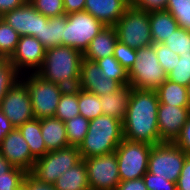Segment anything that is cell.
I'll return each instance as SVG.
<instances>
[{
  "mask_svg": "<svg viewBox=\"0 0 190 190\" xmlns=\"http://www.w3.org/2000/svg\"><path fill=\"white\" fill-rule=\"evenodd\" d=\"M13 167L0 152V176H7V172Z\"/></svg>",
  "mask_w": 190,
  "mask_h": 190,
  "instance_id": "681fc988",
  "label": "cell"
},
{
  "mask_svg": "<svg viewBox=\"0 0 190 190\" xmlns=\"http://www.w3.org/2000/svg\"><path fill=\"white\" fill-rule=\"evenodd\" d=\"M130 6L127 0H86L84 11L104 26H115Z\"/></svg>",
  "mask_w": 190,
  "mask_h": 190,
  "instance_id": "ac0fdd59",
  "label": "cell"
},
{
  "mask_svg": "<svg viewBox=\"0 0 190 190\" xmlns=\"http://www.w3.org/2000/svg\"><path fill=\"white\" fill-rule=\"evenodd\" d=\"M0 110L15 128L35 118L28 88L21 79L1 100Z\"/></svg>",
  "mask_w": 190,
  "mask_h": 190,
  "instance_id": "7c38bea8",
  "label": "cell"
},
{
  "mask_svg": "<svg viewBox=\"0 0 190 190\" xmlns=\"http://www.w3.org/2000/svg\"><path fill=\"white\" fill-rule=\"evenodd\" d=\"M116 190H147L143 177L133 180L122 181Z\"/></svg>",
  "mask_w": 190,
  "mask_h": 190,
  "instance_id": "f6af8a7d",
  "label": "cell"
},
{
  "mask_svg": "<svg viewBox=\"0 0 190 190\" xmlns=\"http://www.w3.org/2000/svg\"><path fill=\"white\" fill-rule=\"evenodd\" d=\"M139 0H127L130 5H135Z\"/></svg>",
  "mask_w": 190,
  "mask_h": 190,
  "instance_id": "f5cc1de1",
  "label": "cell"
},
{
  "mask_svg": "<svg viewBox=\"0 0 190 190\" xmlns=\"http://www.w3.org/2000/svg\"><path fill=\"white\" fill-rule=\"evenodd\" d=\"M118 41L117 31L114 26H105L91 40L84 58L96 62L97 60L114 55V49Z\"/></svg>",
  "mask_w": 190,
  "mask_h": 190,
  "instance_id": "d6986e66",
  "label": "cell"
},
{
  "mask_svg": "<svg viewBox=\"0 0 190 190\" xmlns=\"http://www.w3.org/2000/svg\"><path fill=\"white\" fill-rule=\"evenodd\" d=\"M102 72L94 61L83 58L78 88L98 96L117 91L122 85L112 79L102 78Z\"/></svg>",
  "mask_w": 190,
  "mask_h": 190,
  "instance_id": "e0dca14e",
  "label": "cell"
},
{
  "mask_svg": "<svg viewBox=\"0 0 190 190\" xmlns=\"http://www.w3.org/2000/svg\"><path fill=\"white\" fill-rule=\"evenodd\" d=\"M45 48L34 36H20L10 62L20 75L37 73L41 68Z\"/></svg>",
  "mask_w": 190,
  "mask_h": 190,
  "instance_id": "4fadbf2b",
  "label": "cell"
},
{
  "mask_svg": "<svg viewBox=\"0 0 190 190\" xmlns=\"http://www.w3.org/2000/svg\"><path fill=\"white\" fill-rule=\"evenodd\" d=\"M168 0H139L134 6L142 11H166Z\"/></svg>",
  "mask_w": 190,
  "mask_h": 190,
  "instance_id": "b9f144b4",
  "label": "cell"
},
{
  "mask_svg": "<svg viewBox=\"0 0 190 190\" xmlns=\"http://www.w3.org/2000/svg\"><path fill=\"white\" fill-rule=\"evenodd\" d=\"M53 185L56 190H90L84 159L64 172Z\"/></svg>",
  "mask_w": 190,
  "mask_h": 190,
  "instance_id": "603a6c76",
  "label": "cell"
},
{
  "mask_svg": "<svg viewBox=\"0 0 190 190\" xmlns=\"http://www.w3.org/2000/svg\"><path fill=\"white\" fill-rule=\"evenodd\" d=\"M132 87L127 84L113 93H106L100 97V105L104 115L112 116L124 121L126 116Z\"/></svg>",
  "mask_w": 190,
  "mask_h": 190,
  "instance_id": "ffe728a7",
  "label": "cell"
},
{
  "mask_svg": "<svg viewBox=\"0 0 190 190\" xmlns=\"http://www.w3.org/2000/svg\"><path fill=\"white\" fill-rule=\"evenodd\" d=\"M167 79L183 86L190 83V55H180L177 58L175 68L167 73Z\"/></svg>",
  "mask_w": 190,
  "mask_h": 190,
  "instance_id": "836d02e7",
  "label": "cell"
},
{
  "mask_svg": "<svg viewBox=\"0 0 190 190\" xmlns=\"http://www.w3.org/2000/svg\"><path fill=\"white\" fill-rule=\"evenodd\" d=\"M96 63L102 72V78L115 80L122 86L129 84L128 71L114 58L113 55L101 58L97 60Z\"/></svg>",
  "mask_w": 190,
  "mask_h": 190,
  "instance_id": "83f0119b",
  "label": "cell"
},
{
  "mask_svg": "<svg viewBox=\"0 0 190 190\" xmlns=\"http://www.w3.org/2000/svg\"><path fill=\"white\" fill-rule=\"evenodd\" d=\"M136 54V49H133L118 40L113 56L127 71H129L136 60Z\"/></svg>",
  "mask_w": 190,
  "mask_h": 190,
  "instance_id": "74e56055",
  "label": "cell"
},
{
  "mask_svg": "<svg viewBox=\"0 0 190 190\" xmlns=\"http://www.w3.org/2000/svg\"><path fill=\"white\" fill-rule=\"evenodd\" d=\"M176 187L177 190H190V155L184 161Z\"/></svg>",
  "mask_w": 190,
  "mask_h": 190,
  "instance_id": "ee69618b",
  "label": "cell"
},
{
  "mask_svg": "<svg viewBox=\"0 0 190 190\" xmlns=\"http://www.w3.org/2000/svg\"><path fill=\"white\" fill-rule=\"evenodd\" d=\"M186 87H187V96H188V103H189V109H190V83Z\"/></svg>",
  "mask_w": 190,
  "mask_h": 190,
  "instance_id": "816d5d0a",
  "label": "cell"
},
{
  "mask_svg": "<svg viewBox=\"0 0 190 190\" xmlns=\"http://www.w3.org/2000/svg\"><path fill=\"white\" fill-rule=\"evenodd\" d=\"M177 21L179 27L190 32V7L185 8H166Z\"/></svg>",
  "mask_w": 190,
  "mask_h": 190,
  "instance_id": "ab89813d",
  "label": "cell"
},
{
  "mask_svg": "<svg viewBox=\"0 0 190 190\" xmlns=\"http://www.w3.org/2000/svg\"><path fill=\"white\" fill-rule=\"evenodd\" d=\"M83 58L82 52L68 46L46 49L42 66L36 74L66 89L77 88Z\"/></svg>",
  "mask_w": 190,
  "mask_h": 190,
  "instance_id": "7a4b0ae2",
  "label": "cell"
},
{
  "mask_svg": "<svg viewBox=\"0 0 190 190\" xmlns=\"http://www.w3.org/2000/svg\"><path fill=\"white\" fill-rule=\"evenodd\" d=\"M20 79L28 88L35 118L54 117L60 97L66 88L46 81L36 73L21 75Z\"/></svg>",
  "mask_w": 190,
  "mask_h": 190,
  "instance_id": "5b68a950",
  "label": "cell"
},
{
  "mask_svg": "<svg viewBox=\"0 0 190 190\" xmlns=\"http://www.w3.org/2000/svg\"><path fill=\"white\" fill-rule=\"evenodd\" d=\"M149 22L153 44L163 43L179 28L177 21L168 11L150 12Z\"/></svg>",
  "mask_w": 190,
  "mask_h": 190,
  "instance_id": "cb8c5ba5",
  "label": "cell"
},
{
  "mask_svg": "<svg viewBox=\"0 0 190 190\" xmlns=\"http://www.w3.org/2000/svg\"><path fill=\"white\" fill-rule=\"evenodd\" d=\"M78 109L85 119L92 120L103 114L100 97L78 88Z\"/></svg>",
  "mask_w": 190,
  "mask_h": 190,
  "instance_id": "f1b7e54d",
  "label": "cell"
},
{
  "mask_svg": "<svg viewBox=\"0 0 190 190\" xmlns=\"http://www.w3.org/2000/svg\"><path fill=\"white\" fill-rule=\"evenodd\" d=\"M20 76L9 59L0 58V104L8 90L20 80Z\"/></svg>",
  "mask_w": 190,
  "mask_h": 190,
  "instance_id": "1f68e13d",
  "label": "cell"
},
{
  "mask_svg": "<svg viewBox=\"0 0 190 190\" xmlns=\"http://www.w3.org/2000/svg\"><path fill=\"white\" fill-rule=\"evenodd\" d=\"M173 143L190 155V117Z\"/></svg>",
  "mask_w": 190,
  "mask_h": 190,
  "instance_id": "7bdbcfd3",
  "label": "cell"
},
{
  "mask_svg": "<svg viewBox=\"0 0 190 190\" xmlns=\"http://www.w3.org/2000/svg\"><path fill=\"white\" fill-rule=\"evenodd\" d=\"M154 47L160 65L166 73H169L173 68H175L177 58H180V55L174 53L164 43L154 44Z\"/></svg>",
  "mask_w": 190,
  "mask_h": 190,
  "instance_id": "8d00e7d4",
  "label": "cell"
},
{
  "mask_svg": "<svg viewBox=\"0 0 190 190\" xmlns=\"http://www.w3.org/2000/svg\"><path fill=\"white\" fill-rule=\"evenodd\" d=\"M149 16V12L131 5L114 26L118 40L136 50L153 44Z\"/></svg>",
  "mask_w": 190,
  "mask_h": 190,
  "instance_id": "8992f818",
  "label": "cell"
},
{
  "mask_svg": "<svg viewBox=\"0 0 190 190\" xmlns=\"http://www.w3.org/2000/svg\"><path fill=\"white\" fill-rule=\"evenodd\" d=\"M0 152L15 167L31 172L36 158L18 128H13L0 142Z\"/></svg>",
  "mask_w": 190,
  "mask_h": 190,
  "instance_id": "5bb4252c",
  "label": "cell"
},
{
  "mask_svg": "<svg viewBox=\"0 0 190 190\" xmlns=\"http://www.w3.org/2000/svg\"><path fill=\"white\" fill-rule=\"evenodd\" d=\"M104 27L98 19L86 11L69 13L67 14L62 46L72 47L84 54L91 40Z\"/></svg>",
  "mask_w": 190,
  "mask_h": 190,
  "instance_id": "30bf717a",
  "label": "cell"
},
{
  "mask_svg": "<svg viewBox=\"0 0 190 190\" xmlns=\"http://www.w3.org/2000/svg\"><path fill=\"white\" fill-rule=\"evenodd\" d=\"M86 0H63L65 14L84 11Z\"/></svg>",
  "mask_w": 190,
  "mask_h": 190,
  "instance_id": "7dc6e473",
  "label": "cell"
},
{
  "mask_svg": "<svg viewBox=\"0 0 190 190\" xmlns=\"http://www.w3.org/2000/svg\"><path fill=\"white\" fill-rule=\"evenodd\" d=\"M28 2L47 18L65 14L63 0H28Z\"/></svg>",
  "mask_w": 190,
  "mask_h": 190,
  "instance_id": "e575fe53",
  "label": "cell"
},
{
  "mask_svg": "<svg viewBox=\"0 0 190 190\" xmlns=\"http://www.w3.org/2000/svg\"><path fill=\"white\" fill-rule=\"evenodd\" d=\"M190 7V0H168L166 8H185Z\"/></svg>",
  "mask_w": 190,
  "mask_h": 190,
  "instance_id": "f907efd6",
  "label": "cell"
},
{
  "mask_svg": "<svg viewBox=\"0 0 190 190\" xmlns=\"http://www.w3.org/2000/svg\"><path fill=\"white\" fill-rule=\"evenodd\" d=\"M143 180L147 190H177L175 182H171L167 178L157 177L149 172L143 175Z\"/></svg>",
  "mask_w": 190,
  "mask_h": 190,
  "instance_id": "f35d334b",
  "label": "cell"
},
{
  "mask_svg": "<svg viewBox=\"0 0 190 190\" xmlns=\"http://www.w3.org/2000/svg\"><path fill=\"white\" fill-rule=\"evenodd\" d=\"M152 145L123 139L115 150L120 181L143 177L148 170Z\"/></svg>",
  "mask_w": 190,
  "mask_h": 190,
  "instance_id": "9c48e42d",
  "label": "cell"
},
{
  "mask_svg": "<svg viewBox=\"0 0 190 190\" xmlns=\"http://www.w3.org/2000/svg\"><path fill=\"white\" fill-rule=\"evenodd\" d=\"M41 134L48 152L69 146L65 123L58 118L40 119Z\"/></svg>",
  "mask_w": 190,
  "mask_h": 190,
  "instance_id": "44dd1931",
  "label": "cell"
},
{
  "mask_svg": "<svg viewBox=\"0 0 190 190\" xmlns=\"http://www.w3.org/2000/svg\"><path fill=\"white\" fill-rule=\"evenodd\" d=\"M122 140V121L102 114L90 120L87 134L78 147L81 159L111 153L117 149Z\"/></svg>",
  "mask_w": 190,
  "mask_h": 190,
  "instance_id": "3957f363",
  "label": "cell"
},
{
  "mask_svg": "<svg viewBox=\"0 0 190 190\" xmlns=\"http://www.w3.org/2000/svg\"><path fill=\"white\" fill-rule=\"evenodd\" d=\"M14 126L10 123V121L4 116L2 111L0 110V142L5 137L7 133H9Z\"/></svg>",
  "mask_w": 190,
  "mask_h": 190,
  "instance_id": "c3c4849f",
  "label": "cell"
},
{
  "mask_svg": "<svg viewBox=\"0 0 190 190\" xmlns=\"http://www.w3.org/2000/svg\"><path fill=\"white\" fill-rule=\"evenodd\" d=\"M90 190H116L121 182L115 151L84 159Z\"/></svg>",
  "mask_w": 190,
  "mask_h": 190,
  "instance_id": "8fae6325",
  "label": "cell"
},
{
  "mask_svg": "<svg viewBox=\"0 0 190 190\" xmlns=\"http://www.w3.org/2000/svg\"><path fill=\"white\" fill-rule=\"evenodd\" d=\"M27 172L13 166L7 176H0V190H22L23 179Z\"/></svg>",
  "mask_w": 190,
  "mask_h": 190,
  "instance_id": "d590c367",
  "label": "cell"
},
{
  "mask_svg": "<svg viewBox=\"0 0 190 190\" xmlns=\"http://www.w3.org/2000/svg\"><path fill=\"white\" fill-rule=\"evenodd\" d=\"M22 190H56L53 184L39 181L30 172H28L22 184Z\"/></svg>",
  "mask_w": 190,
  "mask_h": 190,
  "instance_id": "60d3db41",
  "label": "cell"
},
{
  "mask_svg": "<svg viewBox=\"0 0 190 190\" xmlns=\"http://www.w3.org/2000/svg\"><path fill=\"white\" fill-rule=\"evenodd\" d=\"M28 0H0V17L13 9L19 8Z\"/></svg>",
  "mask_w": 190,
  "mask_h": 190,
  "instance_id": "bcb514c9",
  "label": "cell"
},
{
  "mask_svg": "<svg viewBox=\"0 0 190 190\" xmlns=\"http://www.w3.org/2000/svg\"><path fill=\"white\" fill-rule=\"evenodd\" d=\"M66 22L67 14L52 18L42 15L41 36L37 39L43 44L45 49L62 45Z\"/></svg>",
  "mask_w": 190,
  "mask_h": 190,
  "instance_id": "7402d4cb",
  "label": "cell"
},
{
  "mask_svg": "<svg viewBox=\"0 0 190 190\" xmlns=\"http://www.w3.org/2000/svg\"><path fill=\"white\" fill-rule=\"evenodd\" d=\"M64 123L69 146L79 147L87 134L90 120L78 115Z\"/></svg>",
  "mask_w": 190,
  "mask_h": 190,
  "instance_id": "f546056e",
  "label": "cell"
},
{
  "mask_svg": "<svg viewBox=\"0 0 190 190\" xmlns=\"http://www.w3.org/2000/svg\"><path fill=\"white\" fill-rule=\"evenodd\" d=\"M159 99L156 90L132 88L123 124V139L150 145L164 143L158 131Z\"/></svg>",
  "mask_w": 190,
  "mask_h": 190,
  "instance_id": "6da1fadb",
  "label": "cell"
},
{
  "mask_svg": "<svg viewBox=\"0 0 190 190\" xmlns=\"http://www.w3.org/2000/svg\"><path fill=\"white\" fill-rule=\"evenodd\" d=\"M23 138L28 143L31 154L37 159L48 151L41 134L40 119H32L17 127Z\"/></svg>",
  "mask_w": 190,
  "mask_h": 190,
  "instance_id": "d4e9b609",
  "label": "cell"
},
{
  "mask_svg": "<svg viewBox=\"0 0 190 190\" xmlns=\"http://www.w3.org/2000/svg\"><path fill=\"white\" fill-rule=\"evenodd\" d=\"M160 104L189 107L187 87L166 79L157 89Z\"/></svg>",
  "mask_w": 190,
  "mask_h": 190,
  "instance_id": "484cf974",
  "label": "cell"
},
{
  "mask_svg": "<svg viewBox=\"0 0 190 190\" xmlns=\"http://www.w3.org/2000/svg\"><path fill=\"white\" fill-rule=\"evenodd\" d=\"M20 35L0 17V58L10 59Z\"/></svg>",
  "mask_w": 190,
  "mask_h": 190,
  "instance_id": "4dcf8cb0",
  "label": "cell"
},
{
  "mask_svg": "<svg viewBox=\"0 0 190 190\" xmlns=\"http://www.w3.org/2000/svg\"><path fill=\"white\" fill-rule=\"evenodd\" d=\"M78 115H80L78 109V87L66 89L60 97L54 117L66 122Z\"/></svg>",
  "mask_w": 190,
  "mask_h": 190,
  "instance_id": "4316f807",
  "label": "cell"
},
{
  "mask_svg": "<svg viewBox=\"0 0 190 190\" xmlns=\"http://www.w3.org/2000/svg\"><path fill=\"white\" fill-rule=\"evenodd\" d=\"M128 77L129 85L140 90H156L167 79V73L157 59L154 44L137 50Z\"/></svg>",
  "mask_w": 190,
  "mask_h": 190,
  "instance_id": "277c9868",
  "label": "cell"
},
{
  "mask_svg": "<svg viewBox=\"0 0 190 190\" xmlns=\"http://www.w3.org/2000/svg\"><path fill=\"white\" fill-rule=\"evenodd\" d=\"M174 53L190 55V32L179 27L163 42Z\"/></svg>",
  "mask_w": 190,
  "mask_h": 190,
  "instance_id": "d6a6232c",
  "label": "cell"
},
{
  "mask_svg": "<svg viewBox=\"0 0 190 190\" xmlns=\"http://www.w3.org/2000/svg\"><path fill=\"white\" fill-rule=\"evenodd\" d=\"M20 36H41L42 14L28 1L1 16Z\"/></svg>",
  "mask_w": 190,
  "mask_h": 190,
  "instance_id": "2e32d148",
  "label": "cell"
},
{
  "mask_svg": "<svg viewBox=\"0 0 190 190\" xmlns=\"http://www.w3.org/2000/svg\"><path fill=\"white\" fill-rule=\"evenodd\" d=\"M187 156L188 154L173 142L153 145L147 172L177 183Z\"/></svg>",
  "mask_w": 190,
  "mask_h": 190,
  "instance_id": "ba28073f",
  "label": "cell"
},
{
  "mask_svg": "<svg viewBox=\"0 0 190 190\" xmlns=\"http://www.w3.org/2000/svg\"><path fill=\"white\" fill-rule=\"evenodd\" d=\"M81 160L78 147L68 146L37 158L30 172L39 181L54 184L61 175Z\"/></svg>",
  "mask_w": 190,
  "mask_h": 190,
  "instance_id": "52a82bcc",
  "label": "cell"
},
{
  "mask_svg": "<svg viewBox=\"0 0 190 190\" xmlns=\"http://www.w3.org/2000/svg\"><path fill=\"white\" fill-rule=\"evenodd\" d=\"M190 117L189 107L159 104L158 131L163 142H174Z\"/></svg>",
  "mask_w": 190,
  "mask_h": 190,
  "instance_id": "9a60e30c",
  "label": "cell"
}]
</instances>
